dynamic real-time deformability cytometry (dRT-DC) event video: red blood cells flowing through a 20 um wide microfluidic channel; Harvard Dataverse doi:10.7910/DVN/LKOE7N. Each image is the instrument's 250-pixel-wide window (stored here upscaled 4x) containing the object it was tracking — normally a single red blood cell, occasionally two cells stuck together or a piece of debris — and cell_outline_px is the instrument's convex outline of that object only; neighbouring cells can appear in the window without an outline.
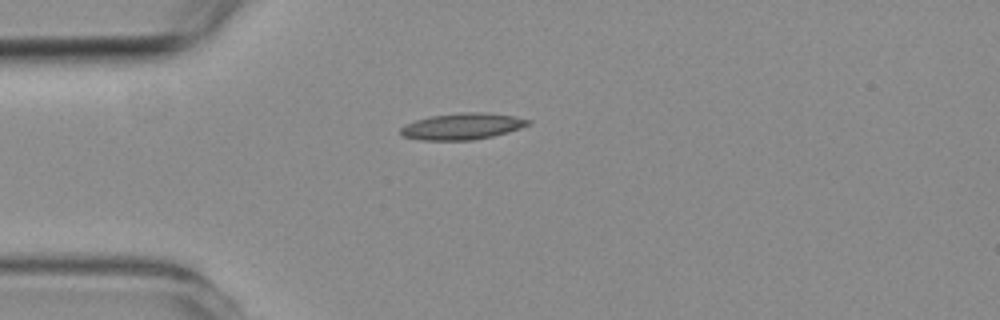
{"species": "common noctule bat (a hibernating species)", "species_latin": "Nyctalus noctula", "temperature_condition": "room temperature", "stored_images_in_passage": 1, "camera_frame_rate_fps": 3000, "um_per_image_px": 0.085, "animal": {"sex": "female", "body_mass_g": 19.3, "forearm_length_mm": 54.1}, "frame": {"image": 1, "passage_image": 1, "time_ms": 0.0, "image_size_px": [1000, 320], "cell_outline_px": [[532, 120], [528, 124], [520, 128], [508, 132], [492, 136], [472, 140], [420, 140], [404, 136], [400, 132], [400, 128], [416, 120], [432, 116], [464, 112], [476, 112], [512, 116]], "centroid_in_image_um": [39.29, 10.75], "position_along_channel_um": 45.7, "area_um2": 19.19}}